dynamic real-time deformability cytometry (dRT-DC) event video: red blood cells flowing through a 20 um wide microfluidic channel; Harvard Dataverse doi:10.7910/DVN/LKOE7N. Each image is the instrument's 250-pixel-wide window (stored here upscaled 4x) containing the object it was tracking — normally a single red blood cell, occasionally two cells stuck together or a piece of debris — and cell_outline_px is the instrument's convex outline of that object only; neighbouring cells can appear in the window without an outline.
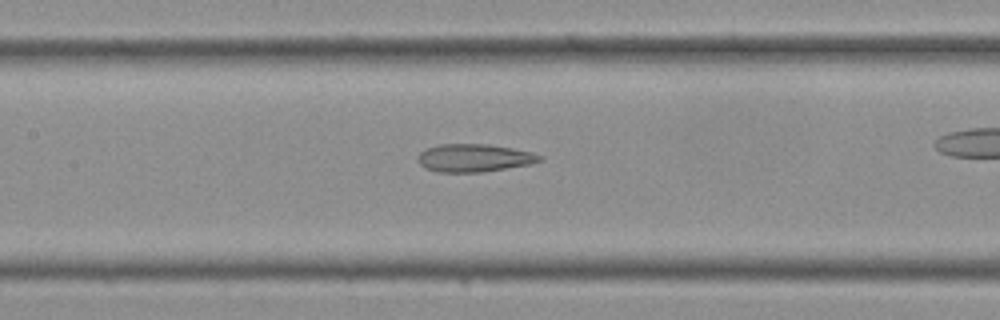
{"species": "Egyptian fruit bat (a non-hibernating species)", "species_latin": "Rousettus aegyptiacus", "temperature_condition": "cold", "stored_images_in_passage": 31, "camera_frame_rate_fps": 3000, "um_per_image_px": 0.085, "frame": {"image": 1, "passage_image": 18, "time_ms": 5.667, "image_size_px": [1000, 320], "cell_outline_px": [[544, 160], [532, 164], [484, 172], [436, 172], [424, 168], [416, 160], [416, 156], [424, 148], [440, 144], [488, 144], [512, 148], [532, 152], [540, 156]], "centroid_in_image_um": [40.26, 13.43], "position_along_channel_um": 167.1, "area_um2": 20.11}}
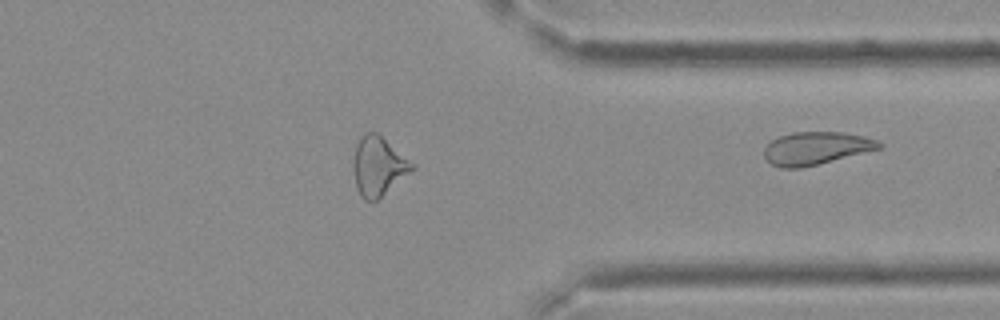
{"frame": {"image": 2, "passage_image": 31, "time_ms": 10.0, "image_size_px": [1000, 320], "cell_outline_px": [[884, 144], [880, 148], [800, 168], [780, 168], [772, 164], [764, 156], [764, 148], [772, 140], [780, 136], [792, 132], [844, 132], [864, 136], [876, 140]], "centroid_in_image_um": [69.34, 12.59], "position_along_channel_um": 342.1, "area_um2": 21.62}}